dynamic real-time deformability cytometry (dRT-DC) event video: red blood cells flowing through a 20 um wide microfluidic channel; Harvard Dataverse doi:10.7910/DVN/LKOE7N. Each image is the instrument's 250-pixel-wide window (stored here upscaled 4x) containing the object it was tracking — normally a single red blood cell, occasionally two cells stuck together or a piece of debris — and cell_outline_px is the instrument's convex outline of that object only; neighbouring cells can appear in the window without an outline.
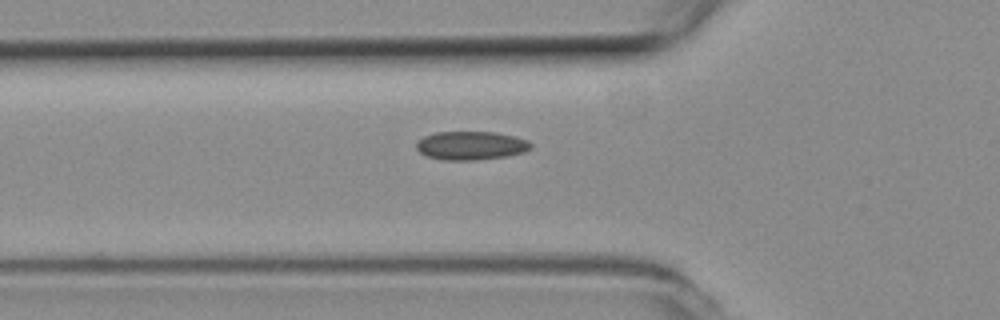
{"species": "common noctule bat (a hibernating species)", "species_latin": "Nyctalus noctula", "temperature_condition": "room temperature", "stored_images_in_passage": 4, "camera_frame_rate_fps": 3000, "um_per_image_px": 0.085, "animal": {"sex": "female", "body_mass_g": 19.3, "forearm_length_mm": 54.1}, "frame": {"image": 1, "passage_image": 4, "time_ms": 1.0, "image_size_px": [1000, 320], "cell_outline_px": [[532, 148], [524, 152], [508, 156], [476, 160], [444, 160], [428, 156], [420, 152], [416, 148], [416, 144], [424, 136], [436, 132], [496, 132], [528, 140], [532, 144]], "centroid_in_image_um": [40.06, 12.37], "position_along_channel_um": 85.7, "area_um2": 19.02}}